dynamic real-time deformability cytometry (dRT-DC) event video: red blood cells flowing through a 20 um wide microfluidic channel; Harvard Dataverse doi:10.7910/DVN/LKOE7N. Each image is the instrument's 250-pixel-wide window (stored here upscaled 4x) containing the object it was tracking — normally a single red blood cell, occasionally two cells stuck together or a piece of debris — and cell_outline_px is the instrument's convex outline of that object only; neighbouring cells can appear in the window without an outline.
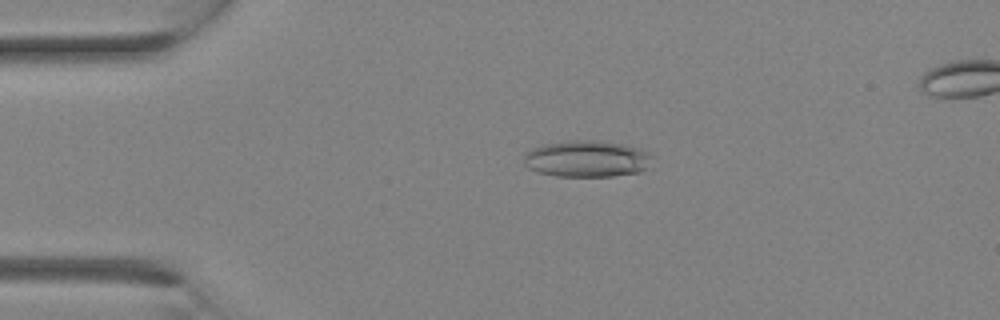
{"species": "Egyptian fruit bat (a non-hibernating species)", "species_latin": "Rousettus aegyptiacus", "temperature_condition": "room temperature", "stored_images_in_passage": 30, "camera_frame_rate_fps": 3000, "um_per_image_px": 0.085, "animal": {"sex": "female"}, "frame": {"image": 1, "passage_image": 7, "time_ms": 2.0, "image_size_px": [1000, 320], "cell_outline_px": [[652, 156], [648, 168], [640, 172], [612, 176], [556, 176], [536, 172], [528, 168], [524, 164], [524, 152], [532, 148], [544, 144], [572, 140], [596, 140], [620, 144], [640, 148], [648, 152]], "centroid_in_image_um": [49.86, 13.5], "position_along_channel_um": 35.1, "area_um2": 27.51}}
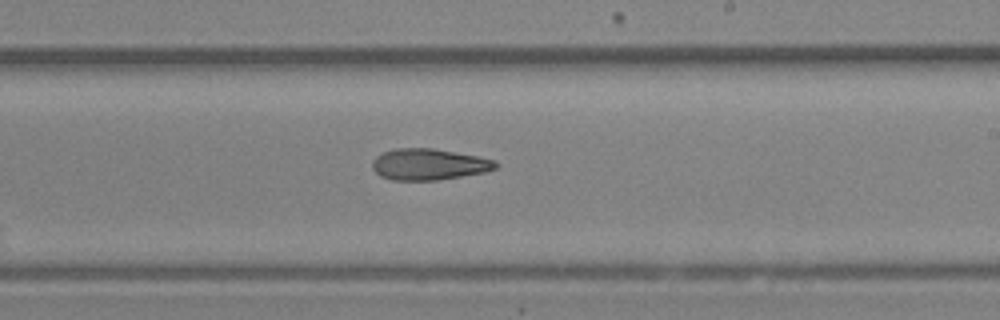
{"frame": {"image": 2, "passage_image": 18, "time_ms": 5.667, "image_size_px": [1000, 320], "cell_outline_px": [[500, 164], [496, 168], [484, 172], [436, 180], [392, 180], [380, 176], [372, 168], [372, 160], [380, 152], [396, 148], [432, 148], [476, 156], [496, 160]], "centroid_in_image_um": [36.42, 13.96], "position_along_channel_um": 252.6, "area_um2": 22.48}}
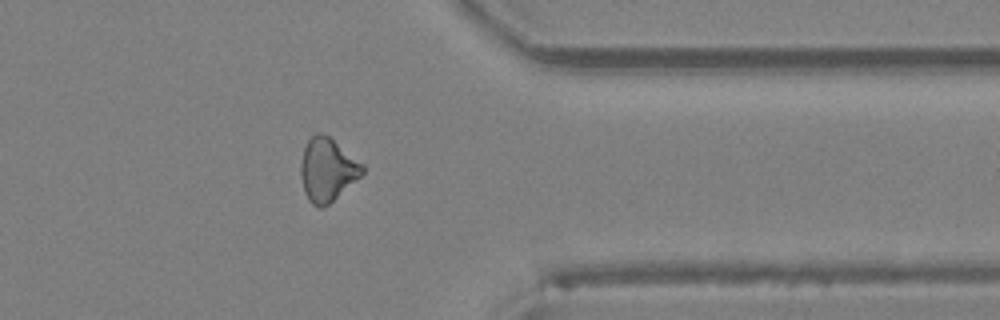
{"frame": {"image": 3, "passage_image": 24, "time_ms": 7.667, "image_size_px": [1000, 320], "cell_outline_px": [[364, 172], [360, 176], [324, 208], [320, 208], [312, 204], [308, 200], [304, 192], [300, 176], [300, 164], [304, 148], [308, 140], [316, 132], [320, 132], [328, 136], [364, 164]], "centroid_in_image_um": [27.8, 14.43], "position_along_channel_um": 383.6, "area_um2": 22.6}}